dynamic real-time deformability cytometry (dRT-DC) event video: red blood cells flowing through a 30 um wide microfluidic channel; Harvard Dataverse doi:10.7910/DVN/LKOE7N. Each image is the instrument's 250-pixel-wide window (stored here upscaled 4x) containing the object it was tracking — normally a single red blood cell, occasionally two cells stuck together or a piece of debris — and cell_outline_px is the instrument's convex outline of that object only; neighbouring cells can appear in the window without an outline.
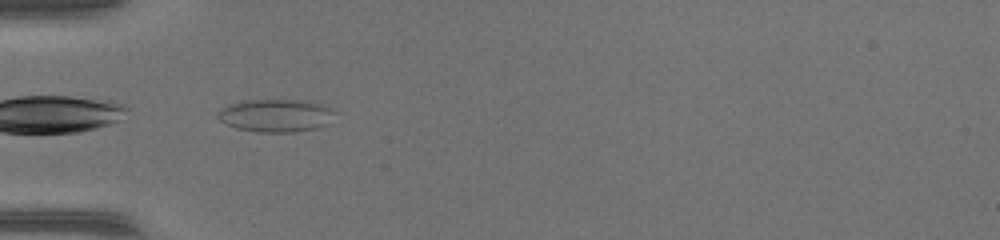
{"species": "common noctule bat (a hibernating species)", "species_latin": "Nyctalus noctula", "temperature_condition": "warm", "stored_images_in_passage": 26, "camera_frame_rate_fps": 3000, "um_per_image_px": 0.085, "animal": {"sex": "female", "body_mass_g": 17.0, "forearm_length_mm": 48.0}, "frame": {"image": 1, "passage_image": 1, "time_ms": 0.0, "image_size_px": [1000, 240], "cell_outline_px": [[328, 124], [316, 128], [292, 132], [260, 132], [236, 128], [220, 120], [216, 116], [220, 108], [228, 104], [244, 100], [308, 100], [320, 104], [328, 108]], "centroid_in_image_um": [23.33, 9.81], "position_along_channel_um": 61.7, "area_um2": 21.91}}
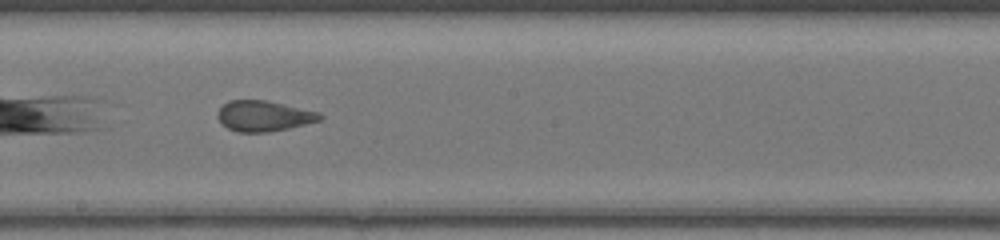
{"frame": {"image": 2, "passage_image": 13, "time_ms": 4.0, "image_size_px": [1000, 240], "cell_outline_px": [[324, 116], [320, 120], [288, 128], [268, 132], [236, 132], [228, 128], [220, 120], [216, 112], [228, 100], [264, 100], [316, 112]], "centroid_in_image_um": [22.37, 9.86], "position_along_channel_um": 225.8, "area_um2": 17.8}}
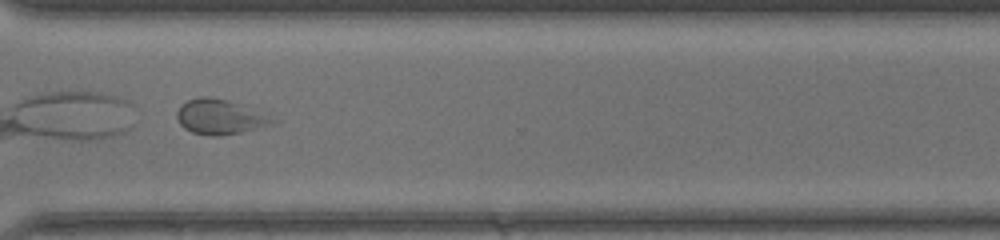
{"frame": {"image": 3, "passage_image": 22, "time_ms": 7.0, "image_size_px": [1000, 240], "cell_outline_px": [[272, 124], [240, 132], [216, 136], [208, 136], [192, 132], [184, 128], [180, 124], [176, 116], [176, 112], [180, 104], [188, 100], [200, 96], [208, 96], [228, 100], [272, 120]], "centroid_in_image_um": [18.5, 9.93], "position_along_channel_um": 352.1, "area_um2": 18.61}}